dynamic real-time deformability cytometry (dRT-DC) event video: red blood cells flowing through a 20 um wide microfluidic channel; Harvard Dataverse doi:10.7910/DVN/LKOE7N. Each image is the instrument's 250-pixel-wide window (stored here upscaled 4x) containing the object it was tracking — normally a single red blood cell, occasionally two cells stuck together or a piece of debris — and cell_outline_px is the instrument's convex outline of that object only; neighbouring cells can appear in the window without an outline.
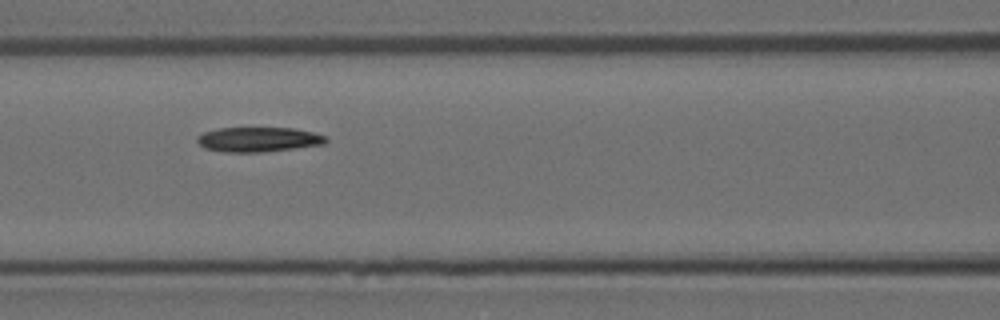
{"species": "Egyptian fruit bat (a non-hibernating species)", "species_latin": "Rousettus aegyptiacus", "temperature_condition": "room temperature", "stored_images_in_passage": 9, "camera_frame_rate_fps": 3000, "um_per_image_px": 0.085, "animal": {"sex": "female"}, "frame": {"image": 1, "passage_image": 6, "time_ms": 1.667, "image_size_px": [1000, 320], "cell_outline_px": [[328, 140], [324, 144], [296, 148], [260, 152], [224, 152], [204, 148], [196, 140], [196, 136], [204, 132], [220, 128], [296, 128], [328, 136]], "centroid_in_image_um": [21.98, 11.85], "position_along_channel_um": 144.6, "area_um2": 18.61}}
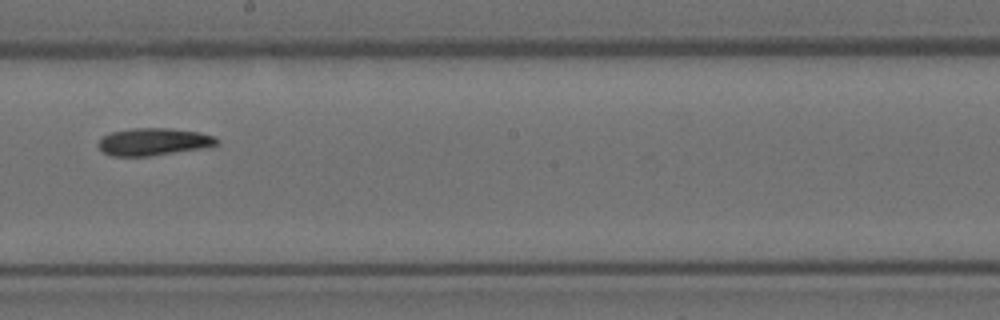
{"frame": {"image": 2, "passage_image": 8, "time_ms": 2.333, "image_size_px": [1000, 320], "cell_outline_px": [[220, 144], [208, 148], [148, 156], [112, 156], [104, 152], [100, 148], [100, 140], [104, 136], [112, 132], [132, 128], [168, 128], [200, 132], [216, 136], [220, 140]], "centroid_in_image_um": [13.17, 12.05], "position_along_channel_um": 235.0, "area_um2": 19.02}}
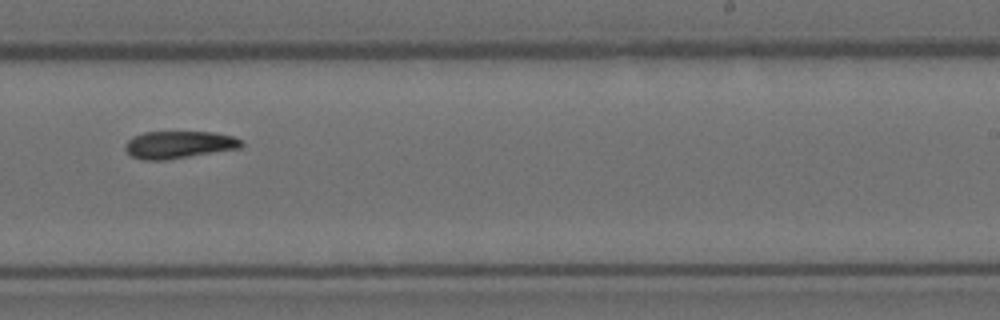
{"frame": {"image": 3, "passage_image": 9, "time_ms": 2.667, "image_size_px": [1000, 320], "cell_outline_px": [[244, 144], [240, 148], [168, 160], [144, 160], [132, 156], [124, 148], [124, 144], [132, 136], [144, 132], [212, 132], [232, 136], [240, 140]], "centroid_in_image_um": [15.18, 12.3], "position_along_channel_um": 273.8, "area_um2": 18.55}}